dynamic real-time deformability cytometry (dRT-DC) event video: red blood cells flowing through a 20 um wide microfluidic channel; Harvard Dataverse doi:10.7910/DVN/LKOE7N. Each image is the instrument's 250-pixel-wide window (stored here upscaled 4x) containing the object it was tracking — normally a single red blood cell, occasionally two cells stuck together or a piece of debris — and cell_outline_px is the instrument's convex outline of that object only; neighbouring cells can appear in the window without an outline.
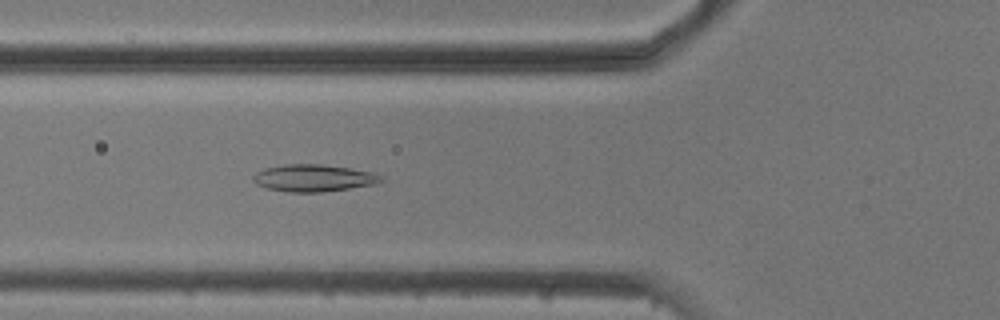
{"species": "common noctule bat (a hibernating species)", "species_latin": "Nyctalus noctula", "temperature_condition": "cold", "stored_images_in_passage": 4, "camera_frame_rate_fps": 3000, "um_per_image_px": 0.085, "animal": {"sex": "male", "body_mass_g": 20.5, "forearm_length_mm": 52.5}, "frame": {"image": 1, "passage_image": 4, "time_ms": 4.333, "image_size_px": [1000, 320], "cell_outline_px": [[384, 180], [376, 184], [320, 192], [288, 192], [268, 188], [256, 184], [252, 180], [252, 176], [256, 172], [264, 168], [284, 164], [320, 164], [348, 168], [368, 172], [380, 176]], "centroid_in_image_um": [26.58, 15.13], "position_along_channel_um": 99.2, "area_um2": 19.94}}